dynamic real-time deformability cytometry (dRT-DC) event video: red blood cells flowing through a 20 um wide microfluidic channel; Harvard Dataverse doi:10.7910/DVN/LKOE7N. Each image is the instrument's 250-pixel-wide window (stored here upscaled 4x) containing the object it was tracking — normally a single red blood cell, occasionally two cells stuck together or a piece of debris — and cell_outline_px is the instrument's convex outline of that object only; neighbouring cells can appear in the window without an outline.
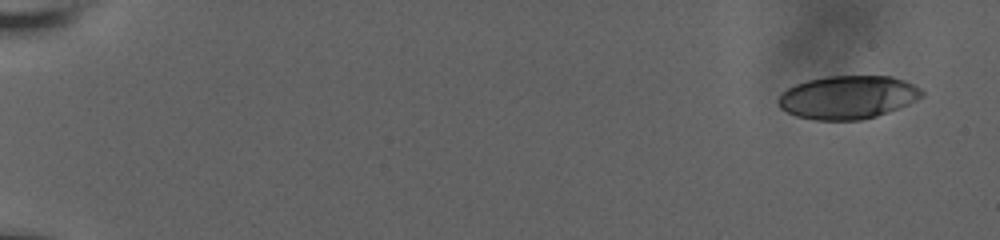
{"species": "human", "species_latin": "Homo sapiens", "temperature_condition": "room temperature", "stored_images_in_passage": 14, "camera_frame_rate_fps": 3000, "um_per_image_px": 0.085, "donor": {"sex": "male"}, "frame": {"image": 1, "passage_image": 1, "time_ms": 0.0, "image_size_px": [1000, 240], "cell_outline_px": [[924, 96], [908, 104], [876, 116], [860, 120], [816, 120], [796, 116], [780, 108], [780, 92], [796, 84], [808, 80], [824, 76], [892, 76], [904, 80], [920, 88], [924, 92]], "centroid_in_image_um": [72.07, 8.26], "position_along_channel_um": 12.9, "area_um2": 36.07}}
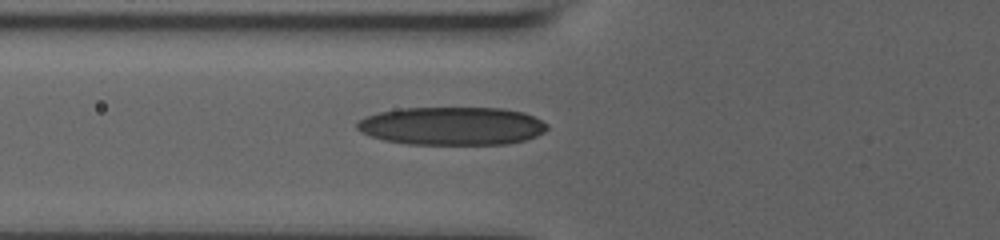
{"frame": {"image": 2, "passage_image": 12, "time_ms": 7.0, "image_size_px": [1000, 240], "cell_outline_px": [[548, 128], [544, 132], [536, 136], [524, 140], [508, 144], [408, 144], [384, 140], [360, 132], [356, 128], [356, 124], [360, 120], [368, 116], [380, 112], [400, 108], [504, 108], [524, 112], [548, 124]], "centroid_in_image_um": [38.43, 10.71], "position_along_channel_um": 87.4, "area_um2": 42.25}}
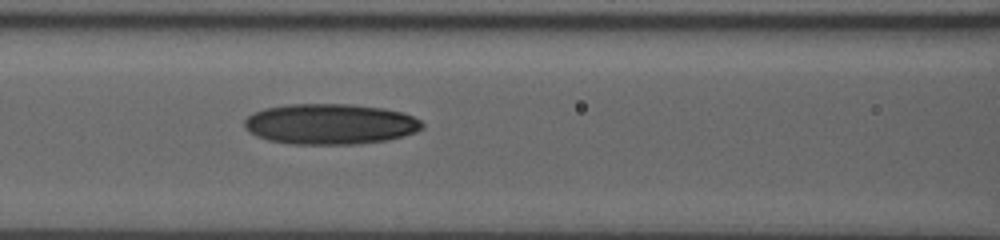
{"frame": {"image": 3, "passage_image": 14, "time_ms": 8.333, "image_size_px": [1000, 240], "cell_outline_px": [[424, 128], [416, 132], [404, 136], [388, 140], [356, 144], [296, 144], [268, 140], [256, 136], [248, 132], [244, 128], [244, 120], [252, 112], [264, 108], [288, 104], [348, 104], [384, 108], [404, 112], [420, 120], [424, 124]], "centroid_in_image_um": [28.06, 10.54], "position_along_channel_um": 138.5, "area_um2": 42.43}}